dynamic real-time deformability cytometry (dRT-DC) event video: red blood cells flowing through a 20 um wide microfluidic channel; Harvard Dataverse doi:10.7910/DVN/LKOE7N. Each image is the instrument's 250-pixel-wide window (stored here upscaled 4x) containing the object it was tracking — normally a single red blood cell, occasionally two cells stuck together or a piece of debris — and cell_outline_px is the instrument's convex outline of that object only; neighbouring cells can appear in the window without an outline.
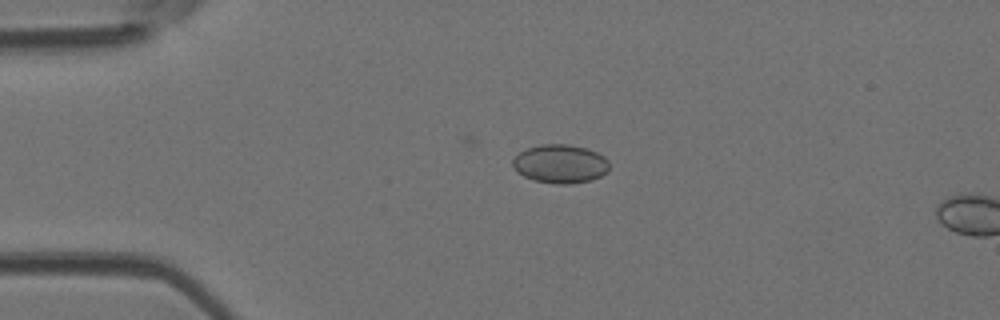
{"species": "Egyptian fruit bat (a non-hibernating species)", "species_latin": "Rousettus aegyptiacus", "temperature_condition": "room temperature", "stored_images_in_passage": 12, "camera_frame_rate_fps": 3000, "um_per_image_px": 0.085, "animal": {"sex": "female"}, "frame": {"image": 1, "passage_image": 10, "time_ms": 3.0, "image_size_px": [1000, 320], "cell_outline_px": [[608, 172], [592, 180], [568, 184], [556, 184], [536, 180], [524, 176], [516, 172], [512, 164], [512, 160], [520, 152], [528, 148], [540, 144], [568, 144], [584, 148], [596, 152], [604, 156], [608, 160]], "centroid_in_image_um": [47.62, 13.93], "position_along_channel_um": 37.4, "area_um2": 21.68}}